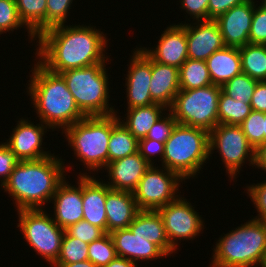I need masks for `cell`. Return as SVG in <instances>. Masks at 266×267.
Masks as SVG:
<instances>
[{
	"mask_svg": "<svg viewBox=\"0 0 266 267\" xmlns=\"http://www.w3.org/2000/svg\"><path fill=\"white\" fill-rule=\"evenodd\" d=\"M119 117L116 113L111 115L108 163L138 152L139 140L120 122Z\"/></svg>",
	"mask_w": 266,
	"mask_h": 267,
	"instance_id": "obj_27",
	"label": "cell"
},
{
	"mask_svg": "<svg viewBox=\"0 0 266 267\" xmlns=\"http://www.w3.org/2000/svg\"><path fill=\"white\" fill-rule=\"evenodd\" d=\"M19 17L30 34V40L37 39L45 31L47 0H15Z\"/></svg>",
	"mask_w": 266,
	"mask_h": 267,
	"instance_id": "obj_28",
	"label": "cell"
},
{
	"mask_svg": "<svg viewBox=\"0 0 266 267\" xmlns=\"http://www.w3.org/2000/svg\"><path fill=\"white\" fill-rule=\"evenodd\" d=\"M64 163L55 155L19 161L2 189L15 200L17 210L42 209L66 179Z\"/></svg>",
	"mask_w": 266,
	"mask_h": 267,
	"instance_id": "obj_2",
	"label": "cell"
},
{
	"mask_svg": "<svg viewBox=\"0 0 266 267\" xmlns=\"http://www.w3.org/2000/svg\"><path fill=\"white\" fill-rule=\"evenodd\" d=\"M210 156L218 150L230 180L235 179L243 164L249 161L254 167L255 149L248 142L240 125L218 124L209 132Z\"/></svg>",
	"mask_w": 266,
	"mask_h": 267,
	"instance_id": "obj_10",
	"label": "cell"
},
{
	"mask_svg": "<svg viewBox=\"0 0 266 267\" xmlns=\"http://www.w3.org/2000/svg\"><path fill=\"white\" fill-rule=\"evenodd\" d=\"M80 174L78 187L72 186L64 179L51 199L54 204L53 220L63 230L83 219L82 175Z\"/></svg>",
	"mask_w": 266,
	"mask_h": 267,
	"instance_id": "obj_18",
	"label": "cell"
},
{
	"mask_svg": "<svg viewBox=\"0 0 266 267\" xmlns=\"http://www.w3.org/2000/svg\"><path fill=\"white\" fill-rule=\"evenodd\" d=\"M250 105L252 110L266 112V81H258Z\"/></svg>",
	"mask_w": 266,
	"mask_h": 267,
	"instance_id": "obj_46",
	"label": "cell"
},
{
	"mask_svg": "<svg viewBox=\"0 0 266 267\" xmlns=\"http://www.w3.org/2000/svg\"><path fill=\"white\" fill-rule=\"evenodd\" d=\"M179 84L180 90H191L212 85L206 62L188 58L179 68Z\"/></svg>",
	"mask_w": 266,
	"mask_h": 267,
	"instance_id": "obj_30",
	"label": "cell"
},
{
	"mask_svg": "<svg viewBox=\"0 0 266 267\" xmlns=\"http://www.w3.org/2000/svg\"><path fill=\"white\" fill-rule=\"evenodd\" d=\"M158 168L151 165L133 191L139 210L157 211L179 197L176 194L183 179L165 167Z\"/></svg>",
	"mask_w": 266,
	"mask_h": 267,
	"instance_id": "obj_11",
	"label": "cell"
},
{
	"mask_svg": "<svg viewBox=\"0 0 266 267\" xmlns=\"http://www.w3.org/2000/svg\"><path fill=\"white\" fill-rule=\"evenodd\" d=\"M86 260H88V243L71 237L65 232L59 256L53 265L72 264Z\"/></svg>",
	"mask_w": 266,
	"mask_h": 267,
	"instance_id": "obj_32",
	"label": "cell"
},
{
	"mask_svg": "<svg viewBox=\"0 0 266 267\" xmlns=\"http://www.w3.org/2000/svg\"><path fill=\"white\" fill-rule=\"evenodd\" d=\"M55 267H96L91 261H80L72 264L52 265Z\"/></svg>",
	"mask_w": 266,
	"mask_h": 267,
	"instance_id": "obj_49",
	"label": "cell"
},
{
	"mask_svg": "<svg viewBox=\"0 0 266 267\" xmlns=\"http://www.w3.org/2000/svg\"><path fill=\"white\" fill-rule=\"evenodd\" d=\"M253 13L254 4L246 0L215 19L225 46L239 48L249 44Z\"/></svg>",
	"mask_w": 266,
	"mask_h": 267,
	"instance_id": "obj_16",
	"label": "cell"
},
{
	"mask_svg": "<svg viewBox=\"0 0 266 267\" xmlns=\"http://www.w3.org/2000/svg\"><path fill=\"white\" fill-rule=\"evenodd\" d=\"M242 73L258 81H266V45L246 44L239 47Z\"/></svg>",
	"mask_w": 266,
	"mask_h": 267,
	"instance_id": "obj_29",
	"label": "cell"
},
{
	"mask_svg": "<svg viewBox=\"0 0 266 267\" xmlns=\"http://www.w3.org/2000/svg\"><path fill=\"white\" fill-rule=\"evenodd\" d=\"M22 26L15 0H0V35Z\"/></svg>",
	"mask_w": 266,
	"mask_h": 267,
	"instance_id": "obj_37",
	"label": "cell"
},
{
	"mask_svg": "<svg viewBox=\"0 0 266 267\" xmlns=\"http://www.w3.org/2000/svg\"><path fill=\"white\" fill-rule=\"evenodd\" d=\"M93 26L66 24L52 27L37 36L38 62L47 70L60 74L69 69L106 63L108 40Z\"/></svg>",
	"mask_w": 266,
	"mask_h": 267,
	"instance_id": "obj_1",
	"label": "cell"
},
{
	"mask_svg": "<svg viewBox=\"0 0 266 267\" xmlns=\"http://www.w3.org/2000/svg\"><path fill=\"white\" fill-rule=\"evenodd\" d=\"M251 111L250 102L236 101L221 90L218 106V124L240 125Z\"/></svg>",
	"mask_w": 266,
	"mask_h": 267,
	"instance_id": "obj_31",
	"label": "cell"
},
{
	"mask_svg": "<svg viewBox=\"0 0 266 267\" xmlns=\"http://www.w3.org/2000/svg\"><path fill=\"white\" fill-rule=\"evenodd\" d=\"M19 161L20 160L16 157V155L9 149V147L4 142L0 144L1 187L7 181L11 172L14 170L15 166L19 163Z\"/></svg>",
	"mask_w": 266,
	"mask_h": 267,
	"instance_id": "obj_42",
	"label": "cell"
},
{
	"mask_svg": "<svg viewBox=\"0 0 266 267\" xmlns=\"http://www.w3.org/2000/svg\"><path fill=\"white\" fill-rule=\"evenodd\" d=\"M138 152L150 165H155L152 161L155 154L160 155L159 157L162 158L160 161L163 160L164 143L146 137L142 138L139 140Z\"/></svg>",
	"mask_w": 266,
	"mask_h": 267,
	"instance_id": "obj_43",
	"label": "cell"
},
{
	"mask_svg": "<svg viewBox=\"0 0 266 267\" xmlns=\"http://www.w3.org/2000/svg\"><path fill=\"white\" fill-rule=\"evenodd\" d=\"M105 63L69 69L60 73L85 116H107L117 113L109 107V78Z\"/></svg>",
	"mask_w": 266,
	"mask_h": 267,
	"instance_id": "obj_6",
	"label": "cell"
},
{
	"mask_svg": "<svg viewBox=\"0 0 266 267\" xmlns=\"http://www.w3.org/2000/svg\"><path fill=\"white\" fill-rule=\"evenodd\" d=\"M209 145V131L177 123L164 143L162 167L183 180L195 178L209 159Z\"/></svg>",
	"mask_w": 266,
	"mask_h": 267,
	"instance_id": "obj_5",
	"label": "cell"
},
{
	"mask_svg": "<svg viewBox=\"0 0 266 267\" xmlns=\"http://www.w3.org/2000/svg\"><path fill=\"white\" fill-rule=\"evenodd\" d=\"M260 267H266V260L263 262V264Z\"/></svg>",
	"mask_w": 266,
	"mask_h": 267,
	"instance_id": "obj_52",
	"label": "cell"
},
{
	"mask_svg": "<svg viewBox=\"0 0 266 267\" xmlns=\"http://www.w3.org/2000/svg\"><path fill=\"white\" fill-rule=\"evenodd\" d=\"M166 114H168V116H161V118L151 127L146 136L147 139H153L155 141L165 143V141L170 137L177 121L170 111Z\"/></svg>",
	"mask_w": 266,
	"mask_h": 267,
	"instance_id": "obj_40",
	"label": "cell"
},
{
	"mask_svg": "<svg viewBox=\"0 0 266 267\" xmlns=\"http://www.w3.org/2000/svg\"><path fill=\"white\" fill-rule=\"evenodd\" d=\"M210 267H254L266 260V222L251 219L221 235Z\"/></svg>",
	"mask_w": 266,
	"mask_h": 267,
	"instance_id": "obj_4",
	"label": "cell"
},
{
	"mask_svg": "<svg viewBox=\"0 0 266 267\" xmlns=\"http://www.w3.org/2000/svg\"><path fill=\"white\" fill-rule=\"evenodd\" d=\"M132 54L128 74L125 77L127 109L155 103L150 94L151 58L141 48L134 49Z\"/></svg>",
	"mask_w": 266,
	"mask_h": 267,
	"instance_id": "obj_13",
	"label": "cell"
},
{
	"mask_svg": "<svg viewBox=\"0 0 266 267\" xmlns=\"http://www.w3.org/2000/svg\"><path fill=\"white\" fill-rule=\"evenodd\" d=\"M222 88L217 85L180 90L168 109L178 124L199 127L211 131L218 125L219 95Z\"/></svg>",
	"mask_w": 266,
	"mask_h": 267,
	"instance_id": "obj_8",
	"label": "cell"
},
{
	"mask_svg": "<svg viewBox=\"0 0 266 267\" xmlns=\"http://www.w3.org/2000/svg\"><path fill=\"white\" fill-rule=\"evenodd\" d=\"M62 131L68 145L73 148L74 155L84 163L88 171L105 169L108 164L111 115L85 116Z\"/></svg>",
	"mask_w": 266,
	"mask_h": 267,
	"instance_id": "obj_7",
	"label": "cell"
},
{
	"mask_svg": "<svg viewBox=\"0 0 266 267\" xmlns=\"http://www.w3.org/2000/svg\"><path fill=\"white\" fill-rule=\"evenodd\" d=\"M116 257L114 242L109 233L88 244V260L96 267H104Z\"/></svg>",
	"mask_w": 266,
	"mask_h": 267,
	"instance_id": "obj_33",
	"label": "cell"
},
{
	"mask_svg": "<svg viewBox=\"0 0 266 267\" xmlns=\"http://www.w3.org/2000/svg\"><path fill=\"white\" fill-rule=\"evenodd\" d=\"M150 166L139 152L117 159L105 167L110 180L105 183L113 190L133 192Z\"/></svg>",
	"mask_w": 266,
	"mask_h": 267,
	"instance_id": "obj_19",
	"label": "cell"
},
{
	"mask_svg": "<svg viewBox=\"0 0 266 267\" xmlns=\"http://www.w3.org/2000/svg\"><path fill=\"white\" fill-rule=\"evenodd\" d=\"M248 1H250L252 4H255L254 0H248ZM264 2H266V0H263L262 3H260V4L262 5Z\"/></svg>",
	"mask_w": 266,
	"mask_h": 267,
	"instance_id": "obj_51",
	"label": "cell"
},
{
	"mask_svg": "<svg viewBox=\"0 0 266 267\" xmlns=\"http://www.w3.org/2000/svg\"><path fill=\"white\" fill-rule=\"evenodd\" d=\"M181 25L186 30L189 59L206 61L212 53L225 47L215 20H201Z\"/></svg>",
	"mask_w": 266,
	"mask_h": 267,
	"instance_id": "obj_15",
	"label": "cell"
},
{
	"mask_svg": "<svg viewBox=\"0 0 266 267\" xmlns=\"http://www.w3.org/2000/svg\"><path fill=\"white\" fill-rule=\"evenodd\" d=\"M107 233L128 228L140 211L133 192L113 190L106 184Z\"/></svg>",
	"mask_w": 266,
	"mask_h": 267,
	"instance_id": "obj_21",
	"label": "cell"
},
{
	"mask_svg": "<svg viewBox=\"0 0 266 267\" xmlns=\"http://www.w3.org/2000/svg\"><path fill=\"white\" fill-rule=\"evenodd\" d=\"M249 44L266 45V9L262 5L256 8L254 4Z\"/></svg>",
	"mask_w": 266,
	"mask_h": 267,
	"instance_id": "obj_39",
	"label": "cell"
},
{
	"mask_svg": "<svg viewBox=\"0 0 266 267\" xmlns=\"http://www.w3.org/2000/svg\"><path fill=\"white\" fill-rule=\"evenodd\" d=\"M240 126L254 149L265 142V112L252 110Z\"/></svg>",
	"mask_w": 266,
	"mask_h": 267,
	"instance_id": "obj_35",
	"label": "cell"
},
{
	"mask_svg": "<svg viewBox=\"0 0 266 267\" xmlns=\"http://www.w3.org/2000/svg\"><path fill=\"white\" fill-rule=\"evenodd\" d=\"M73 0H47L45 30L64 25Z\"/></svg>",
	"mask_w": 266,
	"mask_h": 267,
	"instance_id": "obj_36",
	"label": "cell"
},
{
	"mask_svg": "<svg viewBox=\"0 0 266 267\" xmlns=\"http://www.w3.org/2000/svg\"><path fill=\"white\" fill-rule=\"evenodd\" d=\"M167 108L154 103L147 106L136 107L126 110V121L119 118L120 122L138 140L145 138L151 127L161 118ZM122 120V121H121Z\"/></svg>",
	"mask_w": 266,
	"mask_h": 267,
	"instance_id": "obj_26",
	"label": "cell"
},
{
	"mask_svg": "<svg viewBox=\"0 0 266 267\" xmlns=\"http://www.w3.org/2000/svg\"><path fill=\"white\" fill-rule=\"evenodd\" d=\"M153 61L177 67L188 59L186 30L180 24L170 25L163 31L154 50L141 48Z\"/></svg>",
	"mask_w": 266,
	"mask_h": 267,
	"instance_id": "obj_17",
	"label": "cell"
},
{
	"mask_svg": "<svg viewBox=\"0 0 266 267\" xmlns=\"http://www.w3.org/2000/svg\"><path fill=\"white\" fill-rule=\"evenodd\" d=\"M157 211L162 217L170 245L175 250L179 240H194L204 229L202 217L184 197L179 196Z\"/></svg>",
	"mask_w": 266,
	"mask_h": 267,
	"instance_id": "obj_12",
	"label": "cell"
},
{
	"mask_svg": "<svg viewBox=\"0 0 266 267\" xmlns=\"http://www.w3.org/2000/svg\"><path fill=\"white\" fill-rule=\"evenodd\" d=\"M254 166L266 171V142L255 149Z\"/></svg>",
	"mask_w": 266,
	"mask_h": 267,
	"instance_id": "obj_47",
	"label": "cell"
},
{
	"mask_svg": "<svg viewBox=\"0 0 266 267\" xmlns=\"http://www.w3.org/2000/svg\"><path fill=\"white\" fill-rule=\"evenodd\" d=\"M17 212V227L21 229L23 238L38 255L53 265L59 256L65 230L43 208L22 209Z\"/></svg>",
	"mask_w": 266,
	"mask_h": 267,
	"instance_id": "obj_9",
	"label": "cell"
},
{
	"mask_svg": "<svg viewBox=\"0 0 266 267\" xmlns=\"http://www.w3.org/2000/svg\"><path fill=\"white\" fill-rule=\"evenodd\" d=\"M214 85L223 86L234 76L242 73L238 47L225 46L212 53L205 61Z\"/></svg>",
	"mask_w": 266,
	"mask_h": 267,
	"instance_id": "obj_25",
	"label": "cell"
},
{
	"mask_svg": "<svg viewBox=\"0 0 266 267\" xmlns=\"http://www.w3.org/2000/svg\"><path fill=\"white\" fill-rule=\"evenodd\" d=\"M109 234L114 242L118 257L126 258L134 263H137L138 260L153 261L166 257L155 244L134 234L129 227L115 230Z\"/></svg>",
	"mask_w": 266,
	"mask_h": 267,
	"instance_id": "obj_20",
	"label": "cell"
},
{
	"mask_svg": "<svg viewBox=\"0 0 266 267\" xmlns=\"http://www.w3.org/2000/svg\"><path fill=\"white\" fill-rule=\"evenodd\" d=\"M209 0H180L181 7L195 21L208 20Z\"/></svg>",
	"mask_w": 266,
	"mask_h": 267,
	"instance_id": "obj_44",
	"label": "cell"
},
{
	"mask_svg": "<svg viewBox=\"0 0 266 267\" xmlns=\"http://www.w3.org/2000/svg\"><path fill=\"white\" fill-rule=\"evenodd\" d=\"M246 190L259 213L253 219L266 222V180L255 185H248Z\"/></svg>",
	"mask_w": 266,
	"mask_h": 267,
	"instance_id": "obj_41",
	"label": "cell"
},
{
	"mask_svg": "<svg viewBox=\"0 0 266 267\" xmlns=\"http://www.w3.org/2000/svg\"><path fill=\"white\" fill-rule=\"evenodd\" d=\"M82 175L83 219L107 233L106 183L87 173Z\"/></svg>",
	"mask_w": 266,
	"mask_h": 267,
	"instance_id": "obj_22",
	"label": "cell"
},
{
	"mask_svg": "<svg viewBox=\"0 0 266 267\" xmlns=\"http://www.w3.org/2000/svg\"><path fill=\"white\" fill-rule=\"evenodd\" d=\"M262 6L266 9V2H264V3L262 4Z\"/></svg>",
	"mask_w": 266,
	"mask_h": 267,
	"instance_id": "obj_53",
	"label": "cell"
},
{
	"mask_svg": "<svg viewBox=\"0 0 266 267\" xmlns=\"http://www.w3.org/2000/svg\"><path fill=\"white\" fill-rule=\"evenodd\" d=\"M150 94L155 103L169 109L180 91L179 69L174 66L155 62L151 59Z\"/></svg>",
	"mask_w": 266,
	"mask_h": 267,
	"instance_id": "obj_23",
	"label": "cell"
},
{
	"mask_svg": "<svg viewBox=\"0 0 266 267\" xmlns=\"http://www.w3.org/2000/svg\"><path fill=\"white\" fill-rule=\"evenodd\" d=\"M258 80L249 77L245 73L234 76L221 88L222 91L236 101L250 102Z\"/></svg>",
	"mask_w": 266,
	"mask_h": 267,
	"instance_id": "obj_34",
	"label": "cell"
},
{
	"mask_svg": "<svg viewBox=\"0 0 266 267\" xmlns=\"http://www.w3.org/2000/svg\"><path fill=\"white\" fill-rule=\"evenodd\" d=\"M244 1L246 0H209L208 20H215L219 15L226 13L229 9Z\"/></svg>",
	"mask_w": 266,
	"mask_h": 267,
	"instance_id": "obj_45",
	"label": "cell"
},
{
	"mask_svg": "<svg viewBox=\"0 0 266 267\" xmlns=\"http://www.w3.org/2000/svg\"><path fill=\"white\" fill-rule=\"evenodd\" d=\"M129 228L134 234L155 244L166 256L177 251L170 245L162 217L158 211L140 210Z\"/></svg>",
	"mask_w": 266,
	"mask_h": 267,
	"instance_id": "obj_24",
	"label": "cell"
},
{
	"mask_svg": "<svg viewBox=\"0 0 266 267\" xmlns=\"http://www.w3.org/2000/svg\"><path fill=\"white\" fill-rule=\"evenodd\" d=\"M265 142H266V112H265Z\"/></svg>",
	"mask_w": 266,
	"mask_h": 267,
	"instance_id": "obj_50",
	"label": "cell"
},
{
	"mask_svg": "<svg viewBox=\"0 0 266 267\" xmlns=\"http://www.w3.org/2000/svg\"><path fill=\"white\" fill-rule=\"evenodd\" d=\"M13 132L5 144L20 161L40 160L54 155L42 148L43 136L50 127L40 121L34 125L28 119L20 118ZM45 125V126H44Z\"/></svg>",
	"mask_w": 266,
	"mask_h": 267,
	"instance_id": "obj_14",
	"label": "cell"
},
{
	"mask_svg": "<svg viewBox=\"0 0 266 267\" xmlns=\"http://www.w3.org/2000/svg\"><path fill=\"white\" fill-rule=\"evenodd\" d=\"M31 71L27 92L42 123L50 129L64 130L85 117L60 74L47 70L39 62Z\"/></svg>",
	"mask_w": 266,
	"mask_h": 267,
	"instance_id": "obj_3",
	"label": "cell"
},
{
	"mask_svg": "<svg viewBox=\"0 0 266 267\" xmlns=\"http://www.w3.org/2000/svg\"><path fill=\"white\" fill-rule=\"evenodd\" d=\"M65 232L69 236L78 238L88 244L99 239L105 234L101 228L92 225L84 219L66 228Z\"/></svg>",
	"mask_w": 266,
	"mask_h": 267,
	"instance_id": "obj_38",
	"label": "cell"
},
{
	"mask_svg": "<svg viewBox=\"0 0 266 267\" xmlns=\"http://www.w3.org/2000/svg\"><path fill=\"white\" fill-rule=\"evenodd\" d=\"M104 267H137V263H134L126 258L117 256L114 260L110 261Z\"/></svg>",
	"mask_w": 266,
	"mask_h": 267,
	"instance_id": "obj_48",
	"label": "cell"
}]
</instances>
